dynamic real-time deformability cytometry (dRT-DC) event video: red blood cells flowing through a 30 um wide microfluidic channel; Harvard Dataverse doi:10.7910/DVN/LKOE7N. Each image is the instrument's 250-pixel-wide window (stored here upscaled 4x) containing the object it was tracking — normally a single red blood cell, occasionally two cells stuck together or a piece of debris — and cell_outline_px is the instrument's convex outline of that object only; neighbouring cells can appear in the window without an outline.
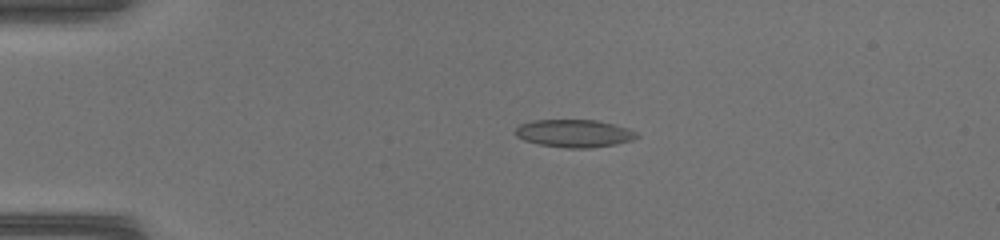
{"species": "common noctule bat (a hibernating species)", "species_latin": "Nyctalus noctula", "temperature_condition": "warm", "stored_images_in_passage": 46, "camera_frame_rate_fps": 3000, "um_per_image_px": 0.085, "animal": {"sex": "female", "body_mass_g": 17.0, "forearm_length_mm": 48.0}, "frame": {"image": 1, "passage_image": 10, "time_ms": 3.0, "image_size_px": [1000, 240], "cell_outline_px": [[640, 136], [632, 140], [616, 144], [588, 148], [568, 148], [540, 144], [524, 140], [516, 136], [516, 128], [520, 124], [536, 120], [596, 120], [628, 128], [636, 132]], "centroid_in_image_um": [48.83, 11.34], "position_along_channel_um": 36.2, "area_um2": 19.42}}
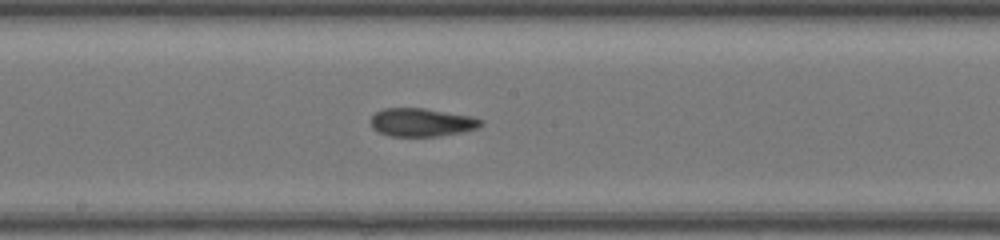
{"frame": {"image": 2, "passage_image": 25, "time_ms": 8.0, "image_size_px": [1000, 240], "cell_outline_px": [[484, 124], [480, 128], [464, 132], [440, 136], [388, 136], [372, 128], [372, 116], [376, 112], [384, 108], [424, 108], [472, 116], [484, 120]], "centroid_in_image_um": [35.91, 10.4], "position_along_channel_um": 212.3, "area_um2": 18.32}}
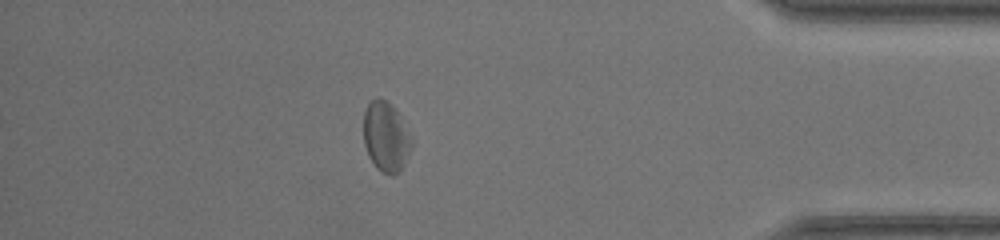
{"frame": {"image": 3, "passage_image": 40, "time_ms": 13.0, "image_size_px": [1000, 240], "cell_outline_px": [[412, 144], [404, 164], [400, 172], [392, 176], [388, 176], [380, 172], [376, 168], [368, 156], [364, 144], [364, 112], [368, 104], [372, 100], [380, 96], [396, 112], [412, 136]], "centroid_in_image_um": [32.79, 11.69], "position_along_channel_um": 402.4, "area_um2": 19.48}}